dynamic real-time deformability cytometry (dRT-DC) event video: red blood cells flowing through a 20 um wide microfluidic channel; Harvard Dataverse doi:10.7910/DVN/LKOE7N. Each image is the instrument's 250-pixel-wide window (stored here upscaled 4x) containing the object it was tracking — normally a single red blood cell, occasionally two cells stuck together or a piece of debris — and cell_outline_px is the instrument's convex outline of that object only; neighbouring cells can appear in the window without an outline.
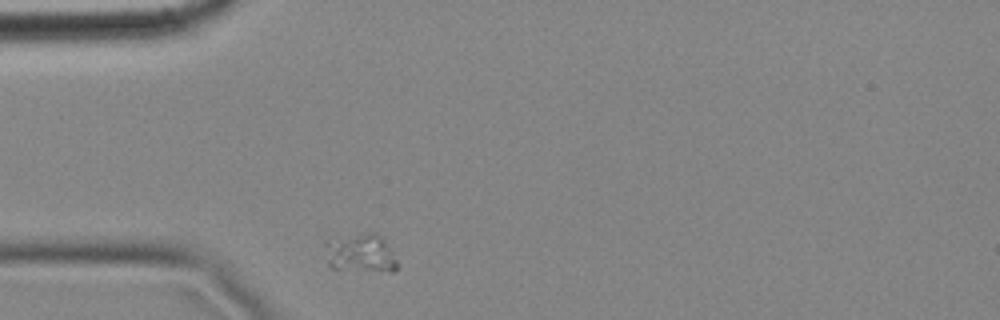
{"species": "common noctule bat (a hibernating species)", "species_latin": "Nyctalus noctula", "temperature_condition": "cold", "stored_images_in_passage": 1, "camera_frame_rate_fps": 3000, "um_per_image_px": 0.085, "animal": {"sex": "female", "body_mass_g": 18.4}, "frame": {"image": 1, "passage_image": 1, "time_ms": 0.0, "image_size_px": [1000, 320], "cell_outline_px": [[400, 264], [396, 272], [392, 272], [332, 268], [328, 264], [324, 244], [324, 240], [332, 236], [368, 232], [376, 232], [384, 240]], "centroid_in_image_um": [30.63, 21.49], "position_along_channel_um": 54.4, "area_um2": 16.88}}